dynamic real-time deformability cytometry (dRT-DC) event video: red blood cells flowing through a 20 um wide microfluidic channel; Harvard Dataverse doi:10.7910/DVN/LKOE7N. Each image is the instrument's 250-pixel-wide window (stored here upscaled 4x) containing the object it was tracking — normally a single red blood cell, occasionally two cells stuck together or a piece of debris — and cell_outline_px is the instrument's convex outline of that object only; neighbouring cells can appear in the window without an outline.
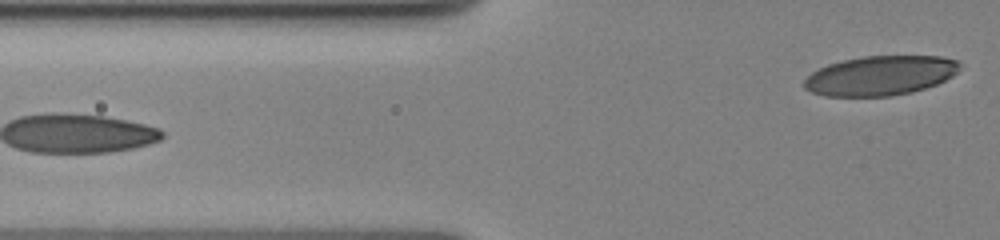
{"species": "human", "species_latin": "Homo sapiens", "temperature_condition": "cold", "stored_images_in_passage": 24, "segment_of_instrument_passage": [2, 2], "camera_frame_rate_fps": 3000, "um_per_image_px": 0.085, "donor": {"sex": "female"}, "frame": {"image": 1, "passage_image": 24, "time_ms": 9.333, "image_size_px": [1000, 240], "cell_outline_px": [[960, 68], [952, 76], [936, 84], [912, 92], [892, 96], [824, 96], [812, 92], [804, 88], [804, 80], [812, 72], [828, 64], [844, 60], [864, 56], [940, 56], [956, 60], [960, 64]], "centroid_in_image_um": [74.82, 6.43], "position_along_channel_um": 51.0, "area_um2": 35.72}}